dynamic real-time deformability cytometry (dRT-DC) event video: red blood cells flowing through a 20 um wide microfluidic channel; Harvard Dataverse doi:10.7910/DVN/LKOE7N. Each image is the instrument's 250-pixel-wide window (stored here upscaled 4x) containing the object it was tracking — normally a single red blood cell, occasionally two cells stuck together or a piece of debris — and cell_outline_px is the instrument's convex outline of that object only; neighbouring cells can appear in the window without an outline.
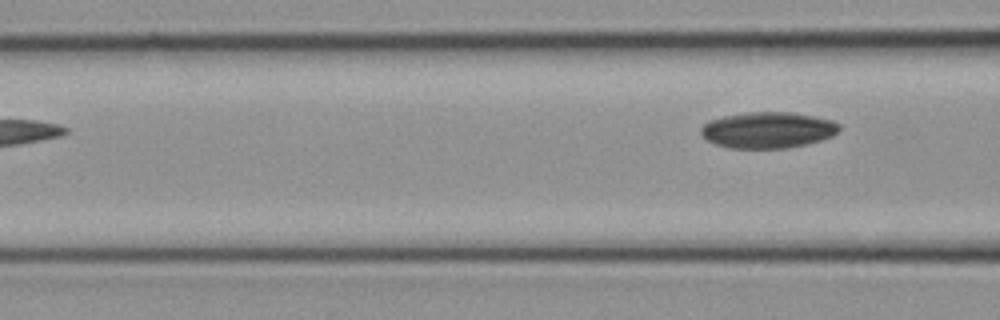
{"species": "common noctule bat (a hibernating species)", "species_latin": "Nyctalus noctula", "temperature_condition": "cold", "stored_images_in_passage": 9, "segment_of_instrument_passage": [2, 2], "camera_frame_rate_fps": 3000, "um_per_image_px": 0.085, "animal": {"sex": "female", "body_mass_g": 21.9}, "frame": {"image": 1, "passage_image": 9, "time_ms": 2.667, "image_size_px": [1000, 320], "cell_outline_px": [[840, 128], [832, 136], [808, 144], [788, 148], [728, 148], [716, 144], [708, 140], [700, 132], [700, 128], [708, 120], [724, 116], [744, 112], [792, 112], [816, 116], [832, 120], [840, 124]], "centroid_in_image_um": [65.27, 11.04], "position_along_channel_um": 101.3, "area_um2": 29.3}}